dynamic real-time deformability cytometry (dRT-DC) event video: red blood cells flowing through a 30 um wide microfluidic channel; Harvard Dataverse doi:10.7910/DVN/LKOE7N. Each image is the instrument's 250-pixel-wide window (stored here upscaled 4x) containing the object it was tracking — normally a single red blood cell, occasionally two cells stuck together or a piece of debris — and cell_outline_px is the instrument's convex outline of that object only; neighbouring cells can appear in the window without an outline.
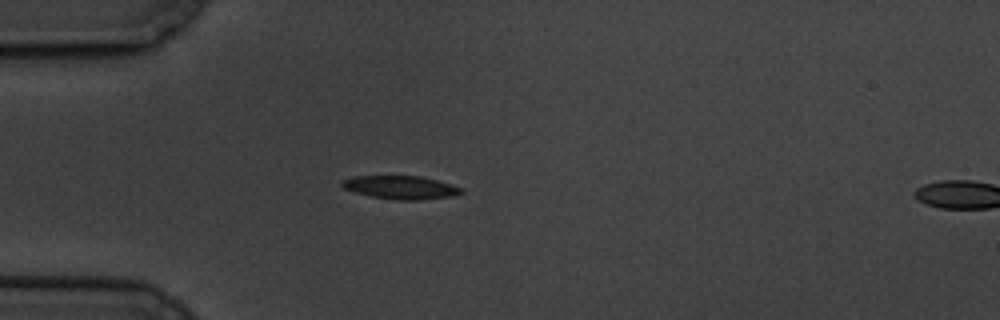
{"species": "common noctule bat (a hibernating species)", "species_latin": "Nyctalus noctula", "temperature_condition": "cold", "stored_images_in_passage": 5, "camera_frame_rate_fps": 3000, "um_per_image_px": 0.085, "animal": {"sex": "male", "body_mass_g": 19.5, "forearm_length_mm": 54.6}, "frame": {"image": 1, "passage_image": 4, "time_ms": 3.667, "image_size_px": [1000, 320], "cell_outline_px": [[464, 192], [452, 196], [420, 200], [400, 200], [372, 196], [356, 192], [344, 188], [340, 184], [340, 180], [356, 176], [420, 176], [436, 180], [464, 188]], "centroid_in_image_um": [34.08, 15.92], "position_along_channel_um": 50.9, "area_um2": 16.07}}